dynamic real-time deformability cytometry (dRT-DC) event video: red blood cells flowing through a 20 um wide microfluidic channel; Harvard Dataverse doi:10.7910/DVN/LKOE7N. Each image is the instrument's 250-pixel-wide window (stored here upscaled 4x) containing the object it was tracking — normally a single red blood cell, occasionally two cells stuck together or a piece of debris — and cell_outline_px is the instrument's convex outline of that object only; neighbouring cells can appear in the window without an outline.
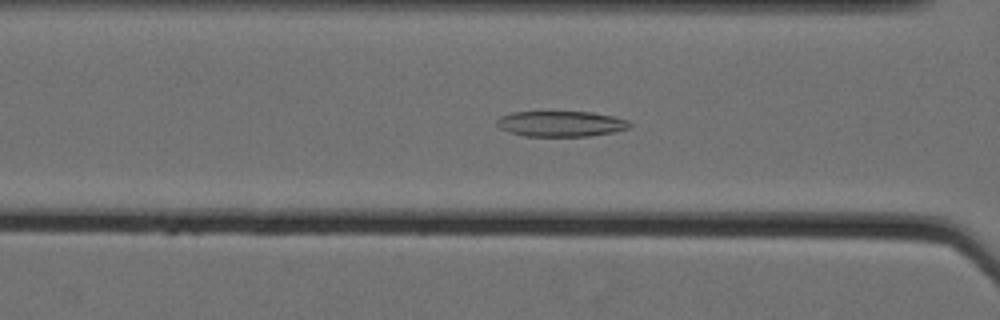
{"species": "Egyptian fruit bat (a non-hibernating species)", "species_latin": "Rousettus aegyptiacus", "temperature_condition": "cold", "stored_images_in_passage": 61, "camera_frame_rate_fps": 3000, "um_per_image_px": 0.085, "animal": {"sex": "female"}, "frame": {"image": 1, "passage_image": 29, "time_ms": 9.333, "image_size_px": [1000, 320], "cell_outline_px": [[632, 124], [628, 128], [612, 132], [588, 136], [524, 136], [508, 132], [500, 128], [496, 124], [496, 120], [500, 116], [512, 112], [592, 112], [612, 116], [628, 120]], "centroid_in_image_um": [47.64, 10.52], "position_along_channel_um": 119.0, "area_um2": 19.77}}
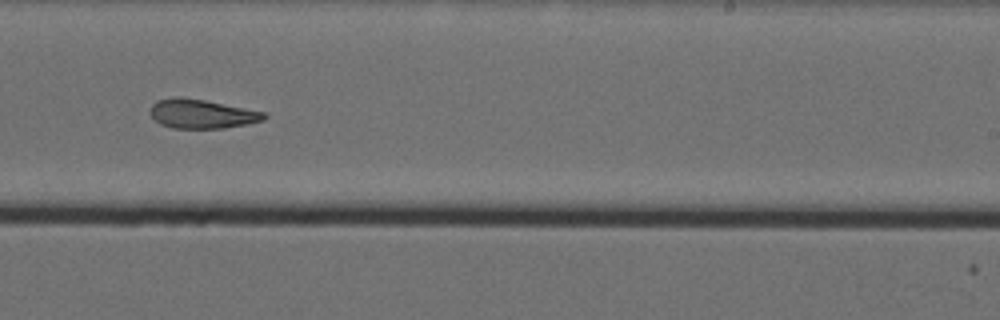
{"frame": {"image": 2, "passage_image": 42, "time_ms": 13.667, "image_size_px": [1000, 320], "cell_outline_px": [[268, 116], [264, 120], [248, 124], [224, 128], [172, 128], [160, 124], [152, 116], [152, 104], [156, 100], [172, 96], [180, 96], [204, 100], [264, 112]], "centroid_in_image_um": [17.15, 9.67], "position_along_channel_um": 271.9, "area_um2": 19.25}}
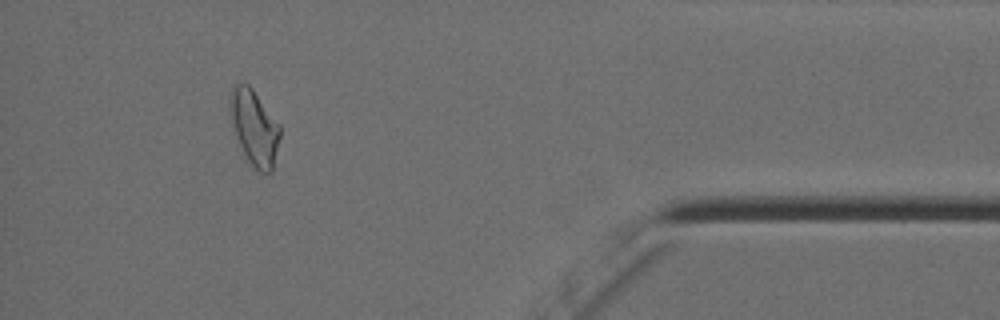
{"frame": {"image": 3, "passage_image": 57, "time_ms": 18.667, "image_size_px": [1000, 320], "cell_outline_px": [[280, 136], [272, 172], [260, 172], [248, 160], [236, 136], [228, 112], [228, 100], [232, 88], [236, 84], [248, 84], [252, 88], [280, 124]], "centroid_in_image_um": [21.6, 10.8], "position_along_channel_um": 413.6, "area_um2": 21.79}, "authors_computed_cell_mechanics": {"area_um2": 21.7906, "velocity_mm_per_s": 3.5312, "shape_relaxation_time_tau1_ms": null, "shape_relaxation_time_tau2_ms": 3.1014, "deformation_change_tau1": null, "deformation_change_tau2": 0.1064}}